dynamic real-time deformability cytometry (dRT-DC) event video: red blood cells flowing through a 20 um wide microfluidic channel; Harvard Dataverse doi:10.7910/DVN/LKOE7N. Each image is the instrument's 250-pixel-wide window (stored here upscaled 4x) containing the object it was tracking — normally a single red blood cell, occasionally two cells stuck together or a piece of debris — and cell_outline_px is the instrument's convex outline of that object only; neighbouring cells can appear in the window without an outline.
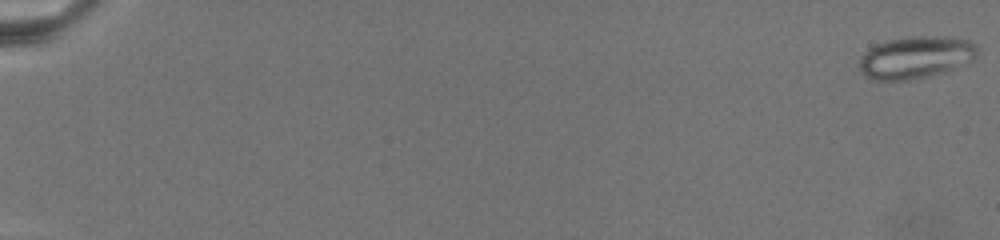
{"species": "common noctule bat (a hibernating species)", "species_latin": "Nyctalus noctula", "temperature_condition": "warm", "stored_images_in_passage": 32, "camera_frame_rate_fps": 3000, "um_per_image_px": 0.085, "animal": {"sex": "female", "body_mass_g": 19.5, "forearm_length_mm": 54.1}, "frame": {"image": 1, "passage_image": 1, "time_ms": 0.0, "image_size_px": [1000, 240], "cell_outline_px": [[976, 56], [972, 60], [944, 72], [928, 76], [908, 80], [876, 80], [868, 76], [860, 68], [860, 56], [864, 52], [876, 44], [888, 40], [912, 36], [940, 36], [968, 40], [976, 44]], "centroid_in_image_um": [77.83, 4.86], "position_along_channel_um": 7.2, "area_um2": 28.67}}
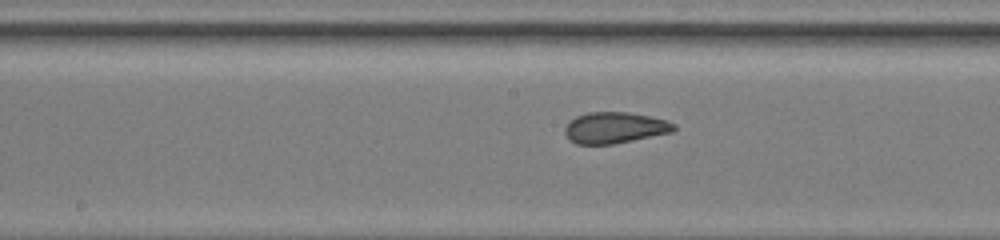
{"frame": {"image": 2, "passage_image": 19, "time_ms": 14.0, "image_size_px": [1000, 240], "cell_outline_px": [[676, 128], [672, 132], [612, 144], [576, 144], [568, 140], [564, 132], [564, 128], [576, 116], [588, 112], [628, 112], [668, 120], [676, 124]], "centroid_in_image_um": [52.25, 10.85], "position_along_channel_um": 196.0, "area_um2": 19.77}}
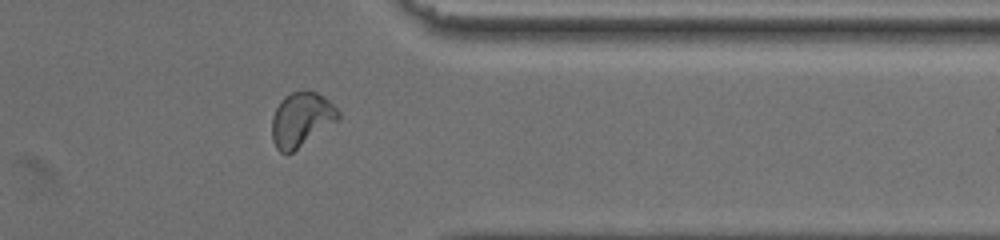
{"frame": {"image": 3, "passage_image": 28, "time_ms": 20.667, "image_size_px": [1000, 240], "cell_outline_px": [[340, 116], [336, 120], [292, 152], [280, 152], [276, 148], [272, 140], [272, 116], [280, 100], [284, 96], [292, 92], [316, 92], [324, 96], [340, 112]], "centroid_in_image_um": [25.57, 10.14], "position_along_channel_um": 385.8, "area_um2": 20.4}}